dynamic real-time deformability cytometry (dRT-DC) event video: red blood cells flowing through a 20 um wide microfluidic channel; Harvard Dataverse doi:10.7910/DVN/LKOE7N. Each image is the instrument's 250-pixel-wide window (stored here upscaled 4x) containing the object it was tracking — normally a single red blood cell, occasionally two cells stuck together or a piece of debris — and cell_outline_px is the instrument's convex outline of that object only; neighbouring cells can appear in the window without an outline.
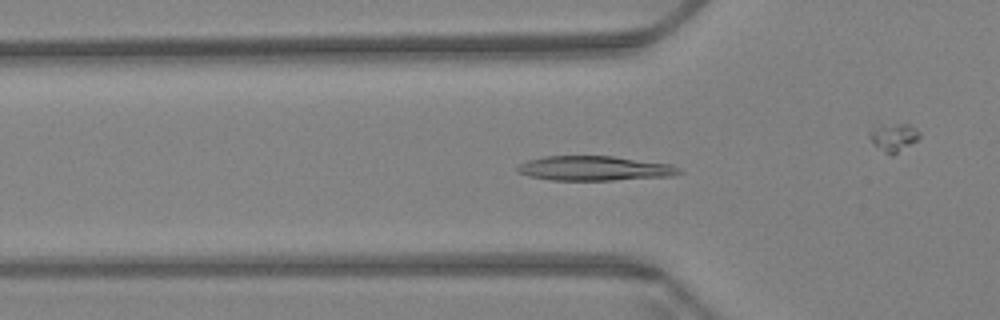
{"species": "Egyptian fruit bat (a non-hibernating species)", "species_latin": "Rousettus aegyptiacus", "temperature_condition": "warm", "stored_images_in_passage": 56, "camera_frame_rate_fps": 3000, "um_per_image_px": 0.085, "animal": {"sex": "female"}, "frame": {"image": 1, "passage_image": 15, "time_ms": 4.667, "image_size_px": [1000, 320], "cell_outline_px": [[684, 172], [672, 176], [612, 180], [552, 180], [528, 176], [516, 172], [516, 168], [520, 164], [528, 160], [544, 156], [612, 156], [672, 164], [680, 168]], "centroid_in_image_um": [50.54, 14.31], "position_along_channel_um": 75.3, "area_um2": 23.29}}
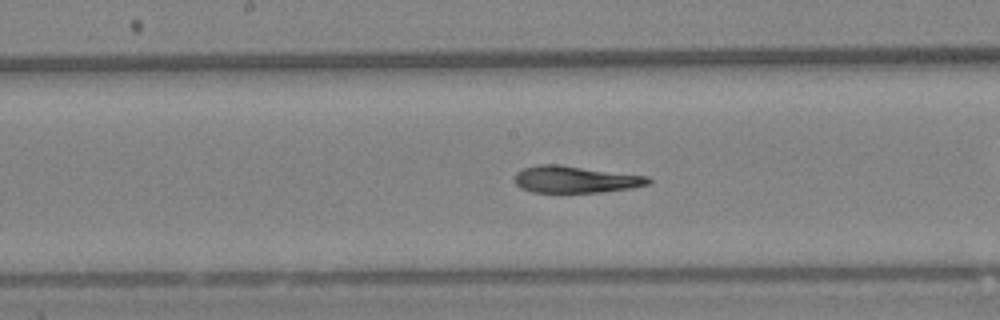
{"frame": {"image": 2, "passage_image": 26, "time_ms": 8.333, "image_size_px": [1000, 320], "cell_outline_px": [[652, 184], [632, 188], [604, 192], [532, 192], [520, 188], [516, 184], [516, 172], [524, 168], [540, 164], [556, 164], [648, 176], [652, 180]], "centroid_in_image_um": [48.95, 15.25], "position_along_channel_um": 199.2, "area_um2": 20.92}}
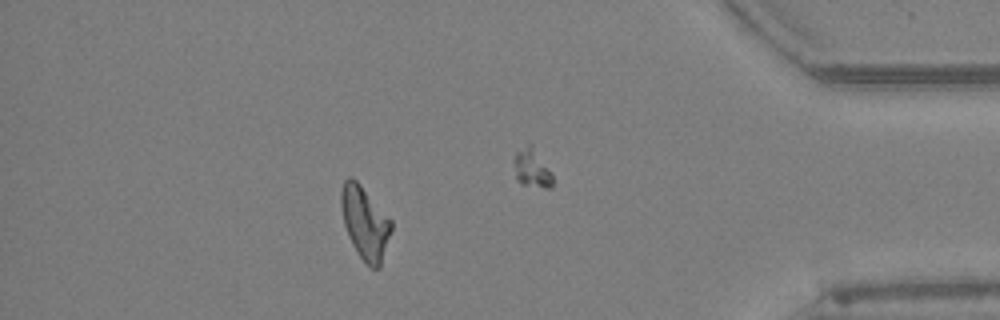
{"frame": {"image": 3, "passage_image": 48, "time_ms": 15.667, "image_size_px": [1000, 320], "cell_outline_px": [[392, 228], [380, 268], [372, 268], [356, 252], [352, 244], [344, 224], [340, 204], [340, 192], [344, 180], [348, 176], [352, 176], [360, 184], [392, 220]], "centroid_in_image_um": [31.01, 18.91], "position_along_channel_um": 404.2, "area_um2": 21.21}, "authors_computed_cell_mechanics": {"area_um2": 21.6172, "velocity_mm_per_s": 3.3828, "shape_relaxation_time_tau1_ms": null, "shape_relaxation_time_tau2_ms": 3.7749, "deformation_change_tau1": null, "deformation_change_tau2": 0.107}}